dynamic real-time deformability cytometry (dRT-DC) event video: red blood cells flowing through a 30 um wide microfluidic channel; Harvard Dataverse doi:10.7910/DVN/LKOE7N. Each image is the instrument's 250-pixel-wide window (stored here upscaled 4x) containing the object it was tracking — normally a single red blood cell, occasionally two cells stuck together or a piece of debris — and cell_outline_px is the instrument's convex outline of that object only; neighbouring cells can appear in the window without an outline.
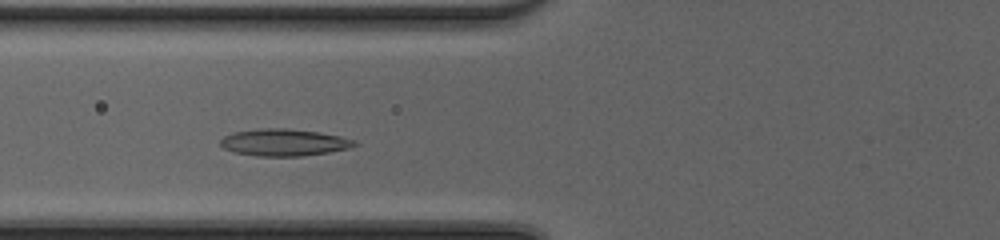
{"species": "common noctule bat (a hibernating species)", "species_latin": "Nyctalus noctula", "temperature_condition": "cold", "stored_images_in_passage": 38, "camera_frame_rate_fps": 3000, "um_per_image_px": 0.085, "animal": {"sex": "female", "body_mass_g": 20.0, "forearm_length_mm": 54.0}, "frame": {"image": 1, "passage_image": 9, "time_ms": 2.667, "image_size_px": [1000, 240], "cell_outline_px": [[360, 144], [352, 148], [304, 156], [256, 156], [232, 152], [224, 148], [220, 144], [220, 140], [224, 136], [232, 132], [260, 128], [288, 128], [320, 132], [340, 136], [356, 140]], "centroid_in_image_um": [24.17, 12.1], "position_along_channel_um": 101.6, "area_um2": 21.44}}
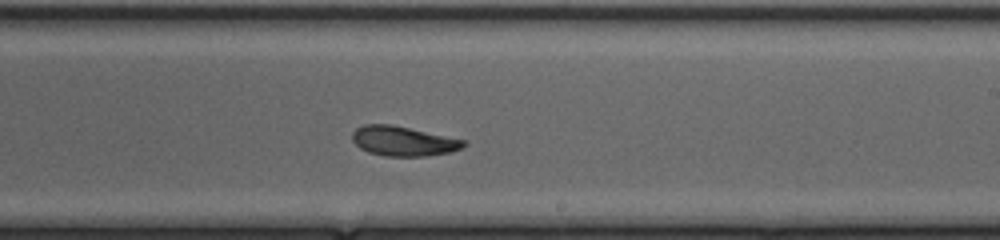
{"frame": {"image": 2, "passage_image": 20, "time_ms": 6.333, "image_size_px": [1000, 240], "cell_outline_px": [[464, 144], [460, 148], [452, 152], [428, 156], [384, 156], [368, 152], [360, 148], [352, 140], [352, 132], [356, 128], [364, 124], [392, 124], [464, 140]], "centroid_in_image_um": [34.22, 11.99], "position_along_channel_um": 254.8, "area_um2": 19.19}}
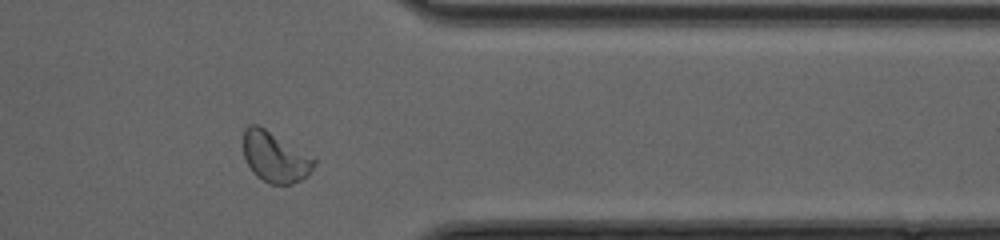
{"frame": {"image": 3, "passage_image": 30, "time_ms": 9.667, "image_size_px": [1000, 240], "cell_outline_px": [[316, 164], [300, 180], [292, 184], [268, 184], [256, 176], [248, 164], [244, 156], [244, 128], [248, 124], [256, 124], [264, 128], [316, 160]], "centroid_in_image_um": [23.33, 13.36], "position_along_channel_um": 388.1, "area_um2": 20.17}, "authors_computed_cell_mechanics": {"area_um2": 19.9988, "velocity_mm_per_s": 4.1648, "shape_relaxation_time_tau1_ms": 3.9695, "shape_relaxation_time_tau2_ms": 2.5291, "deformation_change_tau1": 0.118, "deformation_change_tau2": 0.065}}